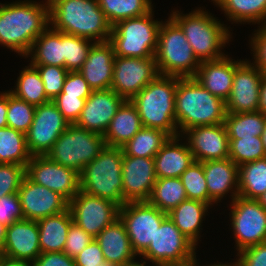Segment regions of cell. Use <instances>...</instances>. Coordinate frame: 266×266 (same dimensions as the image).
I'll use <instances>...</instances> for the list:
<instances>
[{
    "mask_svg": "<svg viewBox=\"0 0 266 266\" xmlns=\"http://www.w3.org/2000/svg\"><path fill=\"white\" fill-rule=\"evenodd\" d=\"M105 146L102 135L88 131L76 124H70L46 156L51 161L81 173Z\"/></svg>",
    "mask_w": 266,
    "mask_h": 266,
    "instance_id": "cell-9",
    "label": "cell"
},
{
    "mask_svg": "<svg viewBox=\"0 0 266 266\" xmlns=\"http://www.w3.org/2000/svg\"><path fill=\"white\" fill-rule=\"evenodd\" d=\"M92 91L88 82L79 71H69L60 94H66V96H81V98L87 99Z\"/></svg>",
    "mask_w": 266,
    "mask_h": 266,
    "instance_id": "cell-49",
    "label": "cell"
},
{
    "mask_svg": "<svg viewBox=\"0 0 266 266\" xmlns=\"http://www.w3.org/2000/svg\"><path fill=\"white\" fill-rule=\"evenodd\" d=\"M8 91L0 93V128L7 127Z\"/></svg>",
    "mask_w": 266,
    "mask_h": 266,
    "instance_id": "cell-54",
    "label": "cell"
},
{
    "mask_svg": "<svg viewBox=\"0 0 266 266\" xmlns=\"http://www.w3.org/2000/svg\"><path fill=\"white\" fill-rule=\"evenodd\" d=\"M162 266H198L197 264V259H196V255L191 258L190 260H187L185 262L182 263H169V264H165Z\"/></svg>",
    "mask_w": 266,
    "mask_h": 266,
    "instance_id": "cell-57",
    "label": "cell"
},
{
    "mask_svg": "<svg viewBox=\"0 0 266 266\" xmlns=\"http://www.w3.org/2000/svg\"><path fill=\"white\" fill-rule=\"evenodd\" d=\"M158 75L155 57L115 56L111 89L125 100H131Z\"/></svg>",
    "mask_w": 266,
    "mask_h": 266,
    "instance_id": "cell-15",
    "label": "cell"
},
{
    "mask_svg": "<svg viewBox=\"0 0 266 266\" xmlns=\"http://www.w3.org/2000/svg\"><path fill=\"white\" fill-rule=\"evenodd\" d=\"M209 207L205 202L187 199L167 214L181 233L197 246L202 230L200 227Z\"/></svg>",
    "mask_w": 266,
    "mask_h": 266,
    "instance_id": "cell-29",
    "label": "cell"
},
{
    "mask_svg": "<svg viewBox=\"0 0 266 266\" xmlns=\"http://www.w3.org/2000/svg\"><path fill=\"white\" fill-rule=\"evenodd\" d=\"M114 59V48L109 41L94 43L90 48L87 59L78 71L93 91L111 88Z\"/></svg>",
    "mask_w": 266,
    "mask_h": 266,
    "instance_id": "cell-23",
    "label": "cell"
},
{
    "mask_svg": "<svg viewBox=\"0 0 266 266\" xmlns=\"http://www.w3.org/2000/svg\"><path fill=\"white\" fill-rule=\"evenodd\" d=\"M153 12L120 21L112 27L109 42L113 45L115 56L155 57L162 21L154 20Z\"/></svg>",
    "mask_w": 266,
    "mask_h": 266,
    "instance_id": "cell-8",
    "label": "cell"
},
{
    "mask_svg": "<svg viewBox=\"0 0 266 266\" xmlns=\"http://www.w3.org/2000/svg\"><path fill=\"white\" fill-rule=\"evenodd\" d=\"M24 220L18 193L0 197V223L11 225Z\"/></svg>",
    "mask_w": 266,
    "mask_h": 266,
    "instance_id": "cell-47",
    "label": "cell"
},
{
    "mask_svg": "<svg viewBox=\"0 0 266 266\" xmlns=\"http://www.w3.org/2000/svg\"><path fill=\"white\" fill-rule=\"evenodd\" d=\"M202 164L209 193V205L221 201L229 191L232 193L230 197L233 201L238 196L239 166L230 158L205 161Z\"/></svg>",
    "mask_w": 266,
    "mask_h": 266,
    "instance_id": "cell-24",
    "label": "cell"
},
{
    "mask_svg": "<svg viewBox=\"0 0 266 266\" xmlns=\"http://www.w3.org/2000/svg\"><path fill=\"white\" fill-rule=\"evenodd\" d=\"M235 74V60L226 55L222 59L201 62L194 78L211 94L227 101Z\"/></svg>",
    "mask_w": 266,
    "mask_h": 266,
    "instance_id": "cell-25",
    "label": "cell"
},
{
    "mask_svg": "<svg viewBox=\"0 0 266 266\" xmlns=\"http://www.w3.org/2000/svg\"><path fill=\"white\" fill-rule=\"evenodd\" d=\"M261 138H262L263 148H264V151L266 153V124H265L264 130L262 132Z\"/></svg>",
    "mask_w": 266,
    "mask_h": 266,
    "instance_id": "cell-61",
    "label": "cell"
},
{
    "mask_svg": "<svg viewBox=\"0 0 266 266\" xmlns=\"http://www.w3.org/2000/svg\"><path fill=\"white\" fill-rule=\"evenodd\" d=\"M99 7L113 27L118 22L151 12V0H98Z\"/></svg>",
    "mask_w": 266,
    "mask_h": 266,
    "instance_id": "cell-38",
    "label": "cell"
},
{
    "mask_svg": "<svg viewBox=\"0 0 266 266\" xmlns=\"http://www.w3.org/2000/svg\"><path fill=\"white\" fill-rule=\"evenodd\" d=\"M266 191V158L239 166L238 196L255 199Z\"/></svg>",
    "mask_w": 266,
    "mask_h": 266,
    "instance_id": "cell-34",
    "label": "cell"
},
{
    "mask_svg": "<svg viewBox=\"0 0 266 266\" xmlns=\"http://www.w3.org/2000/svg\"><path fill=\"white\" fill-rule=\"evenodd\" d=\"M105 261L123 266L134 262L137 254L133 251L124 223L118 218L104 228L96 237Z\"/></svg>",
    "mask_w": 266,
    "mask_h": 266,
    "instance_id": "cell-26",
    "label": "cell"
},
{
    "mask_svg": "<svg viewBox=\"0 0 266 266\" xmlns=\"http://www.w3.org/2000/svg\"><path fill=\"white\" fill-rule=\"evenodd\" d=\"M143 127L137 108L125 100L103 135L106 146L122 147Z\"/></svg>",
    "mask_w": 266,
    "mask_h": 266,
    "instance_id": "cell-28",
    "label": "cell"
},
{
    "mask_svg": "<svg viewBox=\"0 0 266 266\" xmlns=\"http://www.w3.org/2000/svg\"><path fill=\"white\" fill-rule=\"evenodd\" d=\"M24 219L38 221L66 211L69 202L60 194L38 185L27 176L18 190Z\"/></svg>",
    "mask_w": 266,
    "mask_h": 266,
    "instance_id": "cell-18",
    "label": "cell"
},
{
    "mask_svg": "<svg viewBox=\"0 0 266 266\" xmlns=\"http://www.w3.org/2000/svg\"><path fill=\"white\" fill-rule=\"evenodd\" d=\"M34 66L44 83V90L47 98L52 101L63 90V85L68 74V70L54 65H32Z\"/></svg>",
    "mask_w": 266,
    "mask_h": 266,
    "instance_id": "cell-44",
    "label": "cell"
},
{
    "mask_svg": "<svg viewBox=\"0 0 266 266\" xmlns=\"http://www.w3.org/2000/svg\"><path fill=\"white\" fill-rule=\"evenodd\" d=\"M257 111L266 115V72L263 73V77L261 80Z\"/></svg>",
    "mask_w": 266,
    "mask_h": 266,
    "instance_id": "cell-55",
    "label": "cell"
},
{
    "mask_svg": "<svg viewBox=\"0 0 266 266\" xmlns=\"http://www.w3.org/2000/svg\"><path fill=\"white\" fill-rule=\"evenodd\" d=\"M52 101L63 114V117L70 124H75L84 108L86 99L81 98V96H66V94H59Z\"/></svg>",
    "mask_w": 266,
    "mask_h": 266,
    "instance_id": "cell-46",
    "label": "cell"
},
{
    "mask_svg": "<svg viewBox=\"0 0 266 266\" xmlns=\"http://www.w3.org/2000/svg\"><path fill=\"white\" fill-rule=\"evenodd\" d=\"M124 101L111 88L92 91L75 124L103 136Z\"/></svg>",
    "mask_w": 266,
    "mask_h": 266,
    "instance_id": "cell-21",
    "label": "cell"
},
{
    "mask_svg": "<svg viewBox=\"0 0 266 266\" xmlns=\"http://www.w3.org/2000/svg\"><path fill=\"white\" fill-rule=\"evenodd\" d=\"M123 201H148L157 180L154 158L123 156Z\"/></svg>",
    "mask_w": 266,
    "mask_h": 266,
    "instance_id": "cell-19",
    "label": "cell"
},
{
    "mask_svg": "<svg viewBox=\"0 0 266 266\" xmlns=\"http://www.w3.org/2000/svg\"><path fill=\"white\" fill-rule=\"evenodd\" d=\"M99 266H118V265L110 263L108 261H104L101 264H99Z\"/></svg>",
    "mask_w": 266,
    "mask_h": 266,
    "instance_id": "cell-63",
    "label": "cell"
},
{
    "mask_svg": "<svg viewBox=\"0 0 266 266\" xmlns=\"http://www.w3.org/2000/svg\"><path fill=\"white\" fill-rule=\"evenodd\" d=\"M170 137L163 130L142 127L121 147L123 156L154 158Z\"/></svg>",
    "mask_w": 266,
    "mask_h": 266,
    "instance_id": "cell-33",
    "label": "cell"
},
{
    "mask_svg": "<svg viewBox=\"0 0 266 266\" xmlns=\"http://www.w3.org/2000/svg\"><path fill=\"white\" fill-rule=\"evenodd\" d=\"M49 25L54 30L85 38L94 43L107 42L112 26L98 0H47Z\"/></svg>",
    "mask_w": 266,
    "mask_h": 266,
    "instance_id": "cell-2",
    "label": "cell"
},
{
    "mask_svg": "<svg viewBox=\"0 0 266 266\" xmlns=\"http://www.w3.org/2000/svg\"><path fill=\"white\" fill-rule=\"evenodd\" d=\"M36 106L15 97L8 91L7 127L27 133L33 122Z\"/></svg>",
    "mask_w": 266,
    "mask_h": 266,
    "instance_id": "cell-42",
    "label": "cell"
},
{
    "mask_svg": "<svg viewBox=\"0 0 266 266\" xmlns=\"http://www.w3.org/2000/svg\"><path fill=\"white\" fill-rule=\"evenodd\" d=\"M176 88V76L158 75L131 99L143 127L163 130L171 137L179 136L175 118Z\"/></svg>",
    "mask_w": 266,
    "mask_h": 266,
    "instance_id": "cell-4",
    "label": "cell"
},
{
    "mask_svg": "<svg viewBox=\"0 0 266 266\" xmlns=\"http://www.w3.org/2000/svg\"><path fill=\"white\" fill-rule=\"evenodd\" d=\"M90 234L81 229L74 222L70 225L63 253L71 258L76 257L92 240Z\"/></svg>",
    "mask_w": 266,
    "mask_h": 266,
    "instance_id": "cell-48",
    "label": "cell"
},
{
    "mask_svg": "<svg viewBox=\"0 0 266 266\" xmlns=\"http://www.w3.org/2000/svg\"><path fill=\"white\" fill-rule=\"evenodd\" d=\"M225 117V101L211 94L194 77H177L175 118L180 136L195 126L222 124Z\"/></svg>",
    "mask_w": 266,
    "mask_h": 266,
    "instance_id": "cell-3",
    "label": "cell"
},
{
    "mask_svg": "<svg viewBox=\"0 0 266 266\" xmlns=\"http://www.w3.org/2000/svg\"><path fill=\"white\" fill-rule=\"evenodd\" d=\"M236 260H237L236 262L231 263V264L230 263H227V264H225V263H222V264L221 263H218V264H210V265H207V266H241L240 261H239V258L236 259Z\"/></svg>",
    "mask_w": 266,
    "mask_h": 266,
    "instance_id": "cell-60",
    "label": "cell"
},
{
    "mask_svg": "<svg viewBox=\"0 0 266 266\" xmlns=\"http://www.w3.org/2000/svg\"><path fill=\"white\" fill-rule=\"evenodd\" d=\"M187 134V135H185ZM195 161L205 162L229 158V137L224 123L195 126L184 133Z\"/></svg>",
    "mask_w": 266,
    "mask_h": 266,
    "instance_id": "cell-20",
    "label": "cell"
},
{
    "mask_svg": "<svg viewBox=\"0 0 266 266\" xmlns=\"http://www.w3.org/2000/svg\"><path fill=\"white\" fill-rule=\"evenodd\" d=\"M196 246L186 238L173 221L167 216L157 228L154 239L140 255L154 265L182 263L196 255Z\"/></svg>",
    "mask_w": 266,
    "mask_h": 266,
    "instance_id": "cell-12",
    "label": "cell"
},
{
    "mask_svg": "<svg viewBox=\"0 0 266 266\" xmlns=\"http://www.w3.org/2000/svg\"><path fill=\"white\" fill-rule=\"evenodd\" d=\"M170 17L180 26L200 62L219 60L226 56L221 49L229 43L231 32L227 25L211 13L208 14L200 7L189 14L176 10Z\"/></svg>",
    "mask_w": 266,
    "mask_h": 266,
    "instance_id": "cell-5",
    "label": "cell"
},
{
    "mask_svg": "<svg viewBox=\"0 0 266 266\" xmlns=\"http://www.w3.org/2000/svg\"><path fill=\"white\" fill-rule=\"evenodd\" d=\"M93 44L91 40L64 33V68L78 71Z\"/></svg>",
    "mask_w": 266,
    "mask_h": 266,
    "instance_id": "cell-43",
    "label": "cell"
},
{
    "mask_svg": "<svg viewBox=\"0 0 266 266\" xmlns=\"http://www.w3.org/2000/svg\"><path fill=\"white\" fill-rule=\"evenodd\" d=\"M187 199L185 188L179 177L157 178L148 202L159 210L169 213Z\"/></svg>",
    "mask_w": 266,
    "mask_h": 266,
    "instance_id": "cell-35",
    "label": "cell"
},
{
    "mask_svg": "<svg viewBox=\"0 0 266 266\" xmlns=\"http://www.w3.org/2000/svg\"><path fill=\"white\" fill-rule=\"evenodd\" d=\"M188 199L209 204V193L202 162L194 161L180 176Z\"/></svg>",
    "mask_w": 266,
    "mask_h": 266,
    "instance_id": "cell-41",
    "label": "cell"
},
{
    "mask_svg": "<svg viewBox=\"0 0 266 266\" xmlns=\"http://www.w3.org/2000/svg\"><path fill=\"white\" fill-rule=\"evenodd\" d=\"M7 227V225L0 223V253L2 252L6 240Z\"/></svg>",
    "mask_w": 266,
    "mask_h": 266,
    "instance_id": "cell-58",
    "label": "cell"
},
{
    "mask_svg": "<svg viewBox=\"0 0 266 266\" xmlns=\"http://www.w3.org/2000/svg\"><path fill=\"white\" fill-rule=\"evenodd\" d=\"M224 124L229 139L261 136L266 124V115L259 111L226 113Z\"/></svg>",
    "mask_w": 266,
    "mask_h": 266,
    "instance_id": "cell-37",
    "label": "cell"
},
{
    "mask_svg": "<svg viewBox=\"0 0 266 266\" xmlns=\"http://www.w3.org/2000/svg\"><path fill=\"white\" fill-rule=\"evenodd\" d=\"M236 256L241 266H266V242L245 248Z\"/></svg>",
    "mask_w": 266,
    "mask_h": 266,
    "instance_id": "cell-52",
    "label": "cell"
},
{
    "mask_svg": "<svg viewBox=\"0 0 266 266\" xmlns=\"http://www.w3.org/2000/svg\"><path fill=\"white\" fill-rule=\"evenodd\" d=\"M221 10L229 21L235 23L257 22L260 26L266 24V0H212Z\"/></svg>",
    "mask_w": 266,
    "mask_h": 266,
    "instance_id": "cell-32",
    "label": "cell"
},
{
    "mask_svg": "<svg viewBox=\"0 0 266 266\" xmlns=\"http://www.w3.org/2000/svg\"><path fill=\"white\" fill-rule=\"evenodd\" d=\"M76 266H99L105 261L102 249L94 238L76 257Z\"/></svg>",
    "mask_w": 266,
    "mask_h": 266,
    "instance_id": "cell-51",
    "label": "cell"
},
{
    "mask_svg": "<svg viewBox=\"0 0 266 266\" xmlns=\"http://www.w3.org/2000/svg\"><path fill=\"white\" fill-rule=\"evenodd\" d=\"M33 266H76V264L74 258L63 252H46L34 260Z\"/></svg>",
    "mask_w": 266,
    "mask_h": 266,
    "instance_id": "cell-53",
    "label": "cell"
},
{
    "mask_svg": "<svg viewBox=\"0 0 266 266\" xmlns=\"http://www.w3.org/2000/svg\"><path fill=\"white\" fill-rule=\"evenodd\" d=\"M41 254L37 221L20 220L7 227L1 255L33 263Z\"/></svg>",
    "mask_w": 266,
    "mask_h": 266,
    "instance_id": "cell-22",
    "label": "cell"
},
{
    "mask_svg": "<svg viewBox=\"0 0 266 266\" xmlns=\"http://www.w3.org/2000/svg\"><path fill=\"white\" fill-rule=\"evenodd\" d=\"M14 90L9 92L15 97L24 100L34 106L49 102L47 98L44 83L41 80L38 70L29 63L25 66L16 81Z\"/></svg>",
    "mask_w": 266,
    "mask_h": 266,
    "instance_id": "cell-39",
    "label": "cell"
},
{
    "mask_svg": "<svg viewBox=\"0 0 266 266\" xmlns=\"http://www.w3.org/2000/svg\"><path fill=\"white\" fill-rule=\"evenodd\" d=\"M25 176V166L0 163V197L18 193Z\"/></svg>",
    "mask_w": 266,
    "mask_h": 266,
    "instance_id": "cell-45",
    "label": "cell"
},
{
    "mask_svg": "<svg viewBox=\"0 0 266 266\" xmlns=\"http://www.w3.org/2000/svg\"><path fill=\"white\" fill-rule=\"evenodd\" d=\"M229 158L238 166L266 158L261 136L229 139Z\"/></svg>",
    "mask_w": 266,
    "mask_h": 266,
    "instance_id": "cell-40",
    "label": "cell"
},
{
    "mask_svg": "<svg viewBox=\"0 0 266 266\" xmlns=\"http://www.w3.org/2000/svg\"><path fill=\"white\" fill-rule=\"evenodd\" d=\"M49 4L36 1L0 3V45L24 57L49 27Z\"/></svg>",
    "mask_w": 266,
    "mask_h": 266,
    "instance_id": "cell-1",
    "label": "cell"
},
{
    "mask_svg": "<svg viewBox=\"0 0 266 266\" xmlns=\"http://www.w3.org/2000/svg\"><path fill=\"white\" fill-rule=\"evenodd\" d=\"M263 73L251 61L244 59L235 61L232 89L225 102L226 113L257 111Z\"/></svg>",
    "mask_w": 266,
    "mask_h": 266,
    "instance_id": "cell-17",
    "label": "cell"
},
{
    "mask_svg": "<svg viewBox=\"0 0 266 266\" xmlns=\"http://www.w3.org/2000/svg\"><path fill=\"white\" fill-rule=\"evenodd\" d=\"M254 35L251 37V51H253L254 66L258 67L262 72H266V26H258ZM261 27V28H260Z\"/></svg>",
    "mask_w": 266,
    "mask_h": 266,
    "instance_id": "cell-50",
    "label": "cell"
},
{
    "mask_svg": "<svg viewBox=\"0 0 266 266\" xmlns=\"http://www.w3.org/2000/svg\"><path fill=\"white\" fill-rule=\"evenodd\" d=\"M30 158L26 134L9 127L0 128V163L26 167Z\"/></svg>",
    "mask_w": 266,
    "mask_h": 266,
    "instance_id": "cell-36",
    "label": "cell"
},
{
    "mask_svg": "<svg viewBox=\"0 0 266 266\" xmlns=\"http://www.w3.org/2000/svg\"><path fill=\"white\" fill-rule=\"evenodd\" d=\"M122 160L121 147L105 146L80 173V190L92 196L108 199L122 207L125 204Z\"/></svg>",
    "mask_w": 266,
    "mask_h": 266,
    "instance_id": "cell-6",
    "label": "cell"
},
{
    "mask_svg": "<svg viewBox=\"0 0 266 266\" xmlns=\"http://www.w3.org/2000/svg\"><path fill=\"white\" fill-rule=\"evenodd\" d=\"M231 227L238 253L266 242V210L255 199L237 196L230 205Z\"/></svg>",
    "mask_w": 266,
    "mask_h": 266,
    "instance_id": "cell-11",
    "label": "cell"
},
{
    "mask_svg": "<svg viewBox=\"0 0 266 266\" xmlns=\"http://www.w3.org/2000/svg\"><path fill=\"white\" fill-rule=\"evenodd\" d=\"M48 28L34 40L26 58L31 55V65H54L64 68V33Z\"/></svg>",
    "mask_w": 266,
    "mask_h": 266,
    "instance_id": "cell-31",
    "label": "cell"
},
{
    "mask_svg": "<svg viewBox=\"0 0 266 266\" xmlns=\"http://www.w3.org/2000/svg\"><path fill=\"white\" fill-rule=\"evenodd\" d=\"M0 266H33V263L0 256Z\"/></svg>",
    "mask_w": 266,
    "mask_h": 266,
    "instance_id": "cell-56",
    "label": "cell"
},
{
    "mask_svg": "<svg viewBox=\"0 0 266 266\" xmlns=\"http://www.w3.org/2000/svg\"><path fill=\"white\" fill-rule=\"evenodd\" d=\"M257 201L266 210V191L257 198Z\"/></svg>",
    "mask_w": 266,
    "mask_h": 266,
    "instance_id": "cell-59",
    "label": "cell"
},
{
    "mask_svg": "<svg viewBox=\"0 0 266 266\" xmlns=\"http://www.w3.org/2000/svg\"><path fill=\"white\" fill-rule=\"evenodd\" d=\"M182 136L170 137L154 157L157 178H177L195 161L188 143L179 144Z\"/></svg>",
    "mask_w": 266,
    "mask_h": 266,
    "instance_id": "cell-27",
    "label": "cell"
},
{
    "mask_svg": "<svg viewBox=\"0 0 266 266\" xmlns=\"http://www.w3.org/2000/svg\"><path fill=\"white\" fill-rule=\"evenodd\" d=\"M26 176L34 183L62 195L68 202L80 191V173L45 156H31Z\"/></svg>",
    "mask_w": 266,
    "mask_h": 266,
    "instance_id": "cell-16",
    "label": "cell"
},
{
    "mask_svg": "<svg viewBox=\"0 0 266 266\" xmlns=\"http://www.w3.org/2000/svg\"><path fill=\"white\" fill-rule=\"evenodd\" d=\"M72 223L73 219L69 208L59 214L38 220L41 253L63 252Z\"/></svg>",
    "mask_w": 266,
    "mask_h": 266,
    "instance_id": "cell-30",
    "label": "cell"
},
{
    "mask_svg": "<svg viewBox=\"0 0 266 266\" xmlns=\"http://www.w3.org/2000/svg\"><path fill=\"white\" fill-rule=\"evenodd\" d=\"M73 222L92 237L119 218L120 206L97 196L79 191L70 201Z\"/></svg>",
    "mask_w": 266,
    "mask_h": 266,
    "instance_id": "cell-13",
    "label": "cell"
},
{
    "mask_svg": "<svg viewBox=\"0 0 266 266\" xmlns=\"http://www.w3.org/2000/svg\"><path fill=\"white\" fill-rule=\"evenodd\" d=\"M155 61L159 75L180 78L194 77L201 64L184 32L171 17L160 25Z\"/></svg>",
    "mask_w": 266,
    "mask_h": 266,
    "instance_id": "cell-7",
    "label": "cell"
},
{
    "mask_svg": "<svg viewBox=\"0 0 266 266\" xmlns=\"http://www.w3.org/2000/svg\"><path fill=\"white\" fill-rule=\"evenodd\" d=\"M69 125L53 101L36 106L33 122L26 133L30 155L45 156Z\"/></svg>",
    "mask_w": 266,
    "mask_h": 266,
    "instance_id": "cell-14",
    "label": "cell"
},
{
    "mask_svg": "<svg viewBox=\"0 0 266 266\" xmlns=\"http://www.w3.org/2000/svg\"><path fill=\"white\" fill-rule=\"evenodd\" d=\"M123 266H146V261L139 263L138 261L131 262Z\"/></svg>",
    "mask_w": 266,
    "mask_h": 266,
    "instance_id": "cell-62",
    "label": "cell"
},
{
    "mask_svg": "<svg viewBox=\"0 0 266 266\" xmlns=\"http://www.w3.org/2000/svg\"><path fill=\"white\" fill-rule=\"evenodd\" d=\"M168 216L148 201L127 202L119 210L133 251L141 255L156 235L157 228Z\"/></svg>",
    "mask_w": 266,
    "mask_h": 266,
    "instance_id": "cell-10",
    "label": "cell"
}]
</instances>
